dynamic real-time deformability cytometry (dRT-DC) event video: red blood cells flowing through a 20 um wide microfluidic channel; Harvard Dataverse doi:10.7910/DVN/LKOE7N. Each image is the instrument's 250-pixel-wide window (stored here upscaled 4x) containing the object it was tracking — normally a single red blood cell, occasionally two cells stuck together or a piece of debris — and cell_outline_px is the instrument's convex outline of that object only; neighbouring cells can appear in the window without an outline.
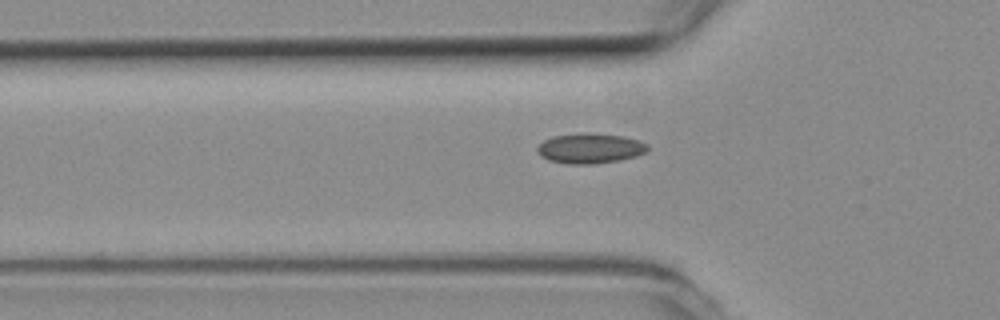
{"species": "common noctule bat (a hibernating species)", "species_latin": "Nyctalus noctula", "temperature_condition": "room temperature", "stored_images_in_passage": 43, "segment_of_instrument_passage": [1, 2], "camera_frame_rate_fps": 3000, "um_per_image_px": 0.085, "animal": {"sex": "female", "body_mass_g": 19.3, "forearm_length_mm": 54.1}, "frame": {"image": 1, "passage_image": 6, "time_ms": 1.667, "image_size_px": [1000, 320], "cell_outline_px": [[648, 148], [644, 152], [636, 156], [620, 160], [596, 164], [568, 164], [548, 160], [540, 156], [536, 152], [536, 148], [544, 140], [552, 136], [624, 136], [640, 140], [648, 144]], "centroid_in_image_um": [50.15, 12.67], "position_along_channel_um": 75.7, "area_um2": 18.55}}
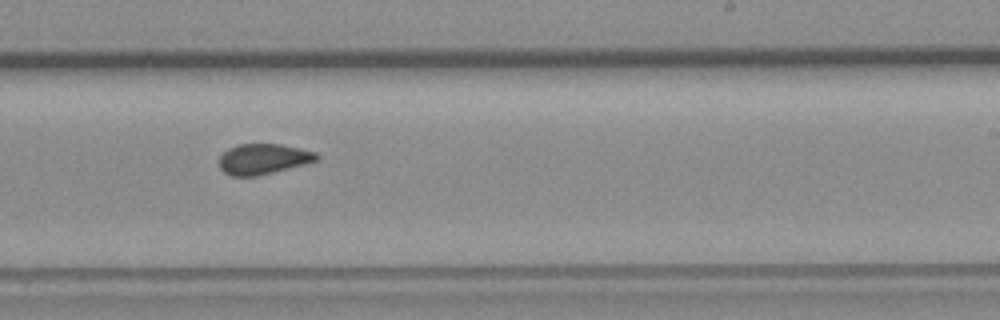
{"frame": {"image": 2, "passage_image": 21, "time_ms": 6.667, "image_size_px": [1000, 320], "cell_outline_px": [[320, 156], [316, 160], [304, 164], [256, 176], [232, 176], [224, 172], [220, 168], [220, 156], [228, 148], [240, 144], [280, 144], [316, 152]], "centroid_in_image_um": [22.36, 13.51], "position_along_channel_um": 266.6, "area_um2": 17.05}}
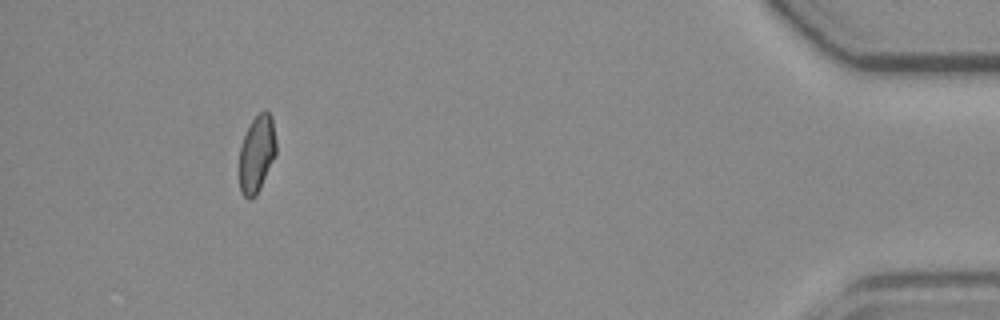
{"frame": {"image": 3, "passage_image": 38, "time_ms": 12.333, "image_size_px": [1000, 320], "cell_outline_px": [[276, 156], [256, 196], [248, 200], [240, 192], [240, 144], [252, 120], [264, 108], [272, 116], [276, 140]], "centroid_in_image_um": [21.84, 13.08], "position_along_channel_um": 413.4, "area_um2": 16.7}}